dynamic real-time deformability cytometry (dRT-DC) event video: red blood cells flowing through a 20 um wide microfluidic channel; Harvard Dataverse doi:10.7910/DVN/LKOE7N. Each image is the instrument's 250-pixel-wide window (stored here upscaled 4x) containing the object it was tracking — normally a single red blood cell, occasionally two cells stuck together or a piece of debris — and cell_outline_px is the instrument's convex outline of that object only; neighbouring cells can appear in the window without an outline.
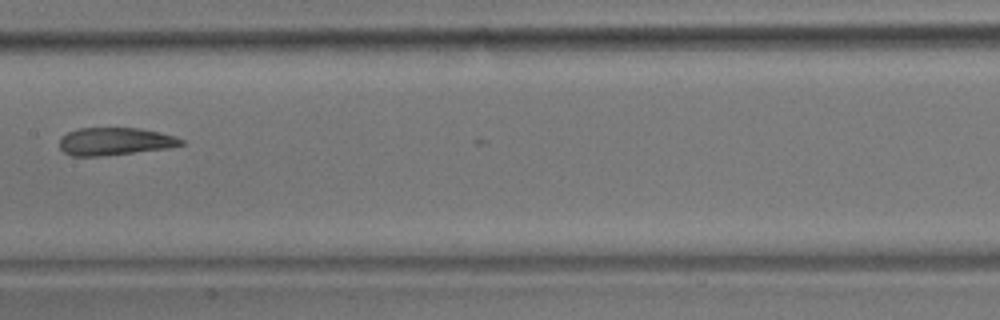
{"species": "common noctule bat (a hibernating species)", "species_latin": "Nyctalus noctula", "temperature_condition": "room temperature", "stored_images_in_passage": 11, "camera_frame_rate_fps": 3000, "um_per_image_px": 0.085, "animal": {"sex": "male", "body_mass_g": 17.9}, "frame": {"image": 1, "passage_image": 4, "time_ms": 3.667, "image_size_px": [1000, 320], "cell_outline_px": [[184, 144], [168, 148], [104, 156], [72, 156], [64, 152], [60, 148], [60, 136], [68, 132], [80, 128], [140, 128], [176, 136], [184, 140]], "centroid_in_image_um": [9.76, 12.02], "position_along_channel_um": 197.6, "area_um2": 19.65}}
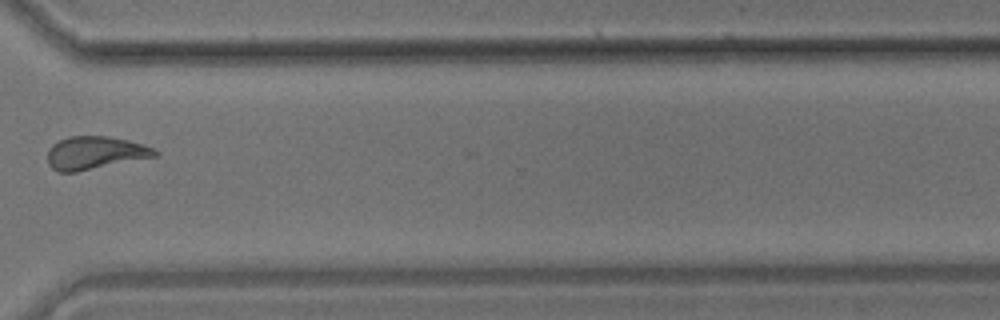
{"frame": {"image": 2, "passage_image": 8, "time_ms": 8.333, "image_size_px": [1000, 320], "cell_outline_px": [[160, 156], [76, 172], [56, 172], [48, 164], [48, 148], [52, 144], [68, 136], [108, 136], [128, 140], [152, 148], [160, 152]], "centroid_in_image_um": [8.08, 13.0], "position_along_channel_um": 362.5, "area_um2": 20.81}}
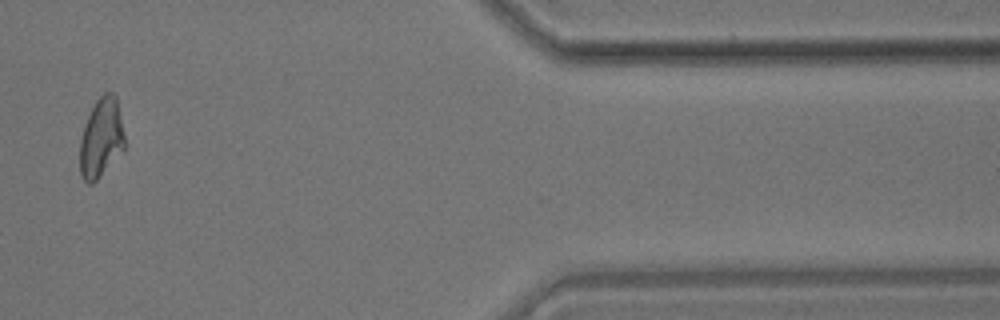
{"frame": {"image": 3, "passage_image": 10, "time_ms": 10.667, "image_size_px": [1000, 320], "cell_outline_px": [[124, 148], [96, 180], [92, 184], [88, 184], [80, 176], [80, 140], [88, 116], [96, 100], [104, 92], [112, 92], [116, 96], [124, 136]], "centroid_in_image_um": [8.58, 11.72], "position_along_channel_um": 402.8, "area_um2": 20.23}, "authors_computed_cell_mechanics": {"area_um2": 20.2878, "velocity_mm_per_s": 3.5453, "shape_relaxation_time_tau1_ms": 9.4285, "shape_relaxation_time_tau2_ms": 1.7374, "deformation_change_tau1": 0.2464, "deformation_change_tau2": 0.0993}}